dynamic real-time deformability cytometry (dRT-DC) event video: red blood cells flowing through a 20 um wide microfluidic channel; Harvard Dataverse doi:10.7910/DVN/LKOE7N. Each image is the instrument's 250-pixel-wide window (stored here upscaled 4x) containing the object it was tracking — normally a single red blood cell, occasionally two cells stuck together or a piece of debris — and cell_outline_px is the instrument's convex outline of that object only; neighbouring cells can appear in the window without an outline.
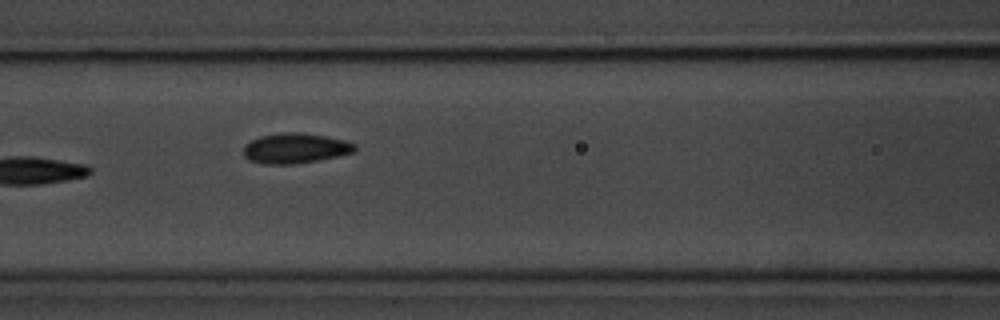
{"species": "common noctule bat (a hibernating species)", "species_latin": "Nyctalus noctula", "temperature_condition": "room temperature", "stored_images_in_passage": 7, "camera_frame_rate_fps": 3000, "um_per_image_px": 0.085, "animal": {"sex": "male", "body_mass_g": 20.1, "forearm_length_mm": 53.5}, "frame": {"image": 1, "passage_image": 4, "time_ms": 3.333, "image_size_px": [1000, 320], "cell_outline_px": [[356, 152], [320, 160], [296, 164], [264, 164], [248, 160], [244, 156], [244, 144], [260, 136], [284, 132], [304, 132], [328, 136], [344, 140], [356, 144]], "centroid_in_image_um": [25.12, 12.6], "position_along_channel_um": 141.5, "area_um2": 19.88}}
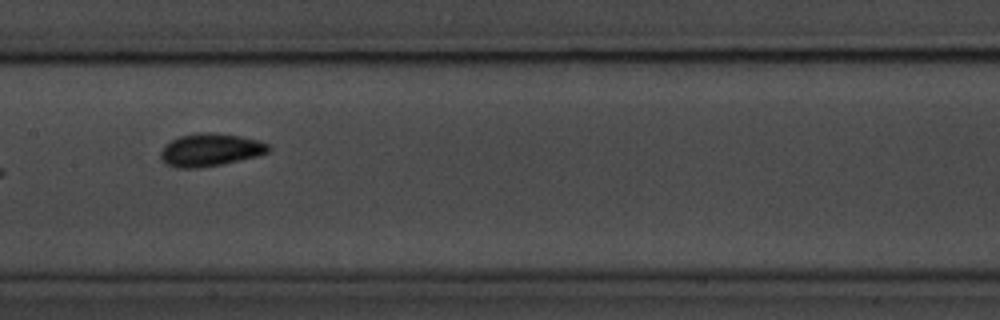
{"frame": {"image": 2, "passage_image": 5, "time_ms": 4.667, "image_size_px": [1000, 320], "cell_outline_px": [[272, 148], [268, 152], [256, 156], [224, 164], [200, 168], [176, 168], [164, 164], [160, 156], [160, 152], [164, 144], [180, 136], [196, 132], [208, 132], [240, 136], [256, 140], [268, 144]], "centroid_in_image_um": [17.83, 12.75], "position_along_channel_um": 189.6, "area_um2": 20.75}}
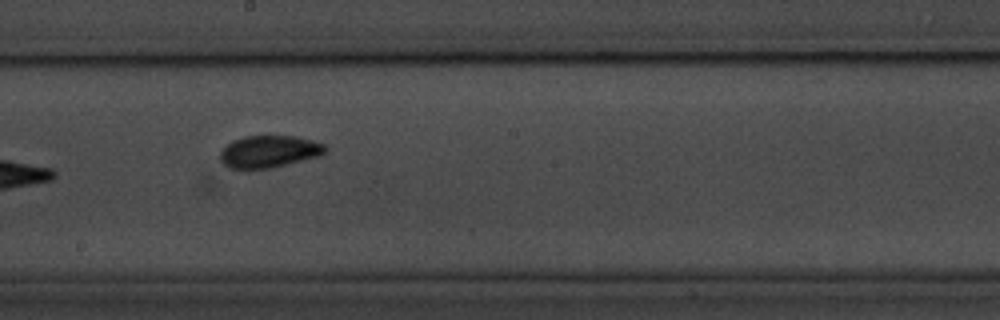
{"frame": {"image": 3, "passage_image": 6, "time_ms": 5.667, "image_size_px": [1000, 320], "cell_outline_px": [[328, 148], [320, 156], [272, 168], [228, 168], [220, 160], [220, 152], [232, 140], [244, 136], [296, 136], [312, 140], [324, 144]], "centroid_in_image_um": [22.88, 12.87], "position_along_channel_um": 225.3, "area_um2": 19.65}}